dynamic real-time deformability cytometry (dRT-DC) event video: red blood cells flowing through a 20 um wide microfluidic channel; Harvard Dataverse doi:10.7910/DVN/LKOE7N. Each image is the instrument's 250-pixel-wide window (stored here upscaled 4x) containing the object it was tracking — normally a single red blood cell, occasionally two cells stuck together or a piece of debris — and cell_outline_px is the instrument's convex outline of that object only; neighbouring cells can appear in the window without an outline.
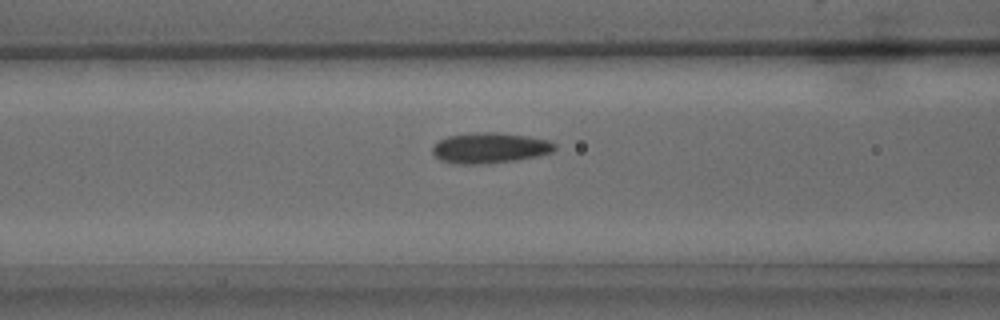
{"species": "common noctule bat (a hibernating species)", "species_latin": "Nyctalus noctula", "temperature_condition": "warm", "stored_images_in_passage": 28, "camera_frame_rate_fps": 3000, "um_per_image_px": 0.085, "animal": {"sex": "male", "body_mass_g": 15.6}, "frame": {"image": 1, "passage_image": 11, "time_ms": 3.333, "image_size_px": [1000, 320], "cell_outline_px": [[556, 148], [552, 152], [540, 156], [516, 160], [480, 164], [456, 164], [440, 160], [432, 152], [432, 148], [440, 140], [448, 136], [476, 132], [496, 132], [552, 140], [556, 144]], "centroid_in_image_um": [41.67, 12.58], "position_along_channel_um": 124.9, "area_um2": 21.79}}
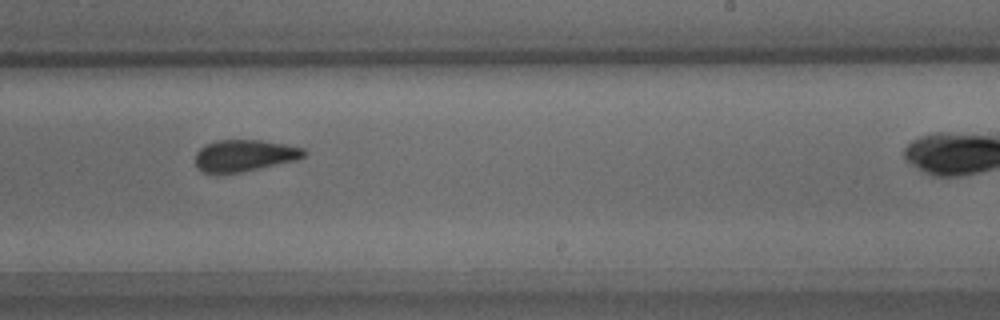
{"frame": {"image": 2, "passage_image": 20, "time_ms": 6.333, "image_size_px": [1000, 320], "cell_outline_px": [[308, 152], [304, 156], [296, 160], [260, 168], [240, 172], [200, 172], [196, 168], [196, 152], [200, 148], [216, 140], [260, 140], [284, 144], [304, 148]], "centroid_in_image_um": [20.78, 13.21], "position_along_channel_um": 268.2, "area_um2": 19.88}}
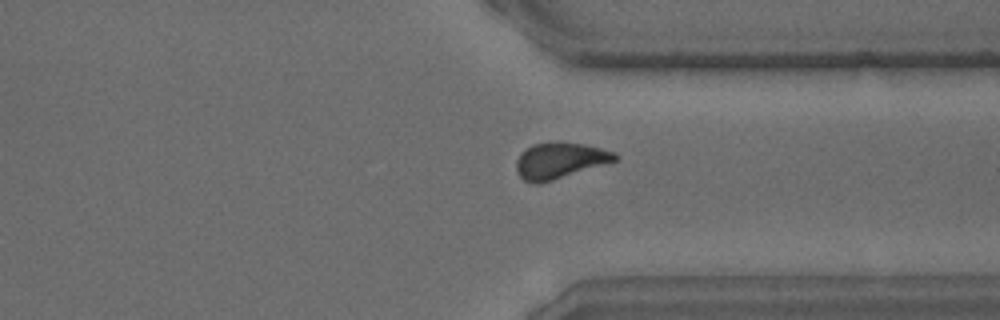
{"frame": {"image": 3, "passage_image": 26, "time_ms": 8.333, "image_size_px": [1000, 320], "cell_outline_px": [[620, 156], [616, 160], [540, 184], [536, 184], [524, 180], [516, 172], [516, 160], [520, 152], [524, 148], [532, 144], [556, 140], [560, 140], [584, 144], [616, 152]], "centroid_in_image_um": [47.53, 13.61], "position_along_channel_um": 363.9, "area_um2": 21.04}}